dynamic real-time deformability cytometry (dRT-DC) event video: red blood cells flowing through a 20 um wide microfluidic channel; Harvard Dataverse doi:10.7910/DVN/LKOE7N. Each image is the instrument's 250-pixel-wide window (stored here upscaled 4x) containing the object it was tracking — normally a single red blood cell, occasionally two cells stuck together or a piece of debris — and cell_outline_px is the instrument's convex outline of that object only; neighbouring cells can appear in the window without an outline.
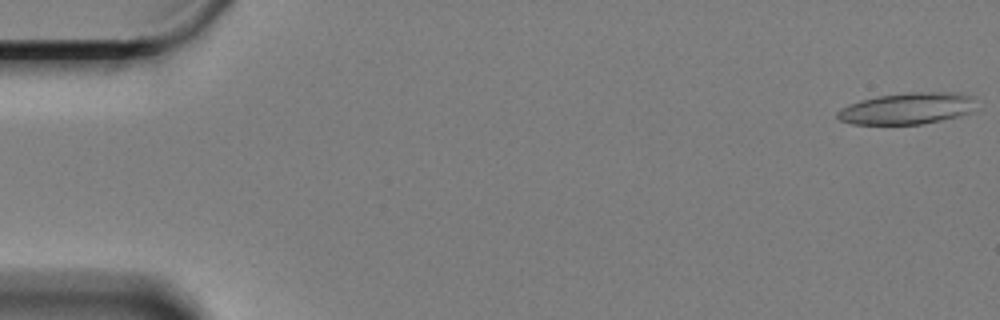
{"species": "Egyptian fruit bat (a non-hibernating species)", "species_latin": "Rousettus aegyptiacus", "temperature_condition": "cold", "stored_images_in_passage": 17, "camera_frame_rate_fps": 3000, "um_per_image_px": 0.085, "animal": {"sex": "female"}, "frame": {"image": 1, "passage_image": 1, "time_ms": 0.0, "image_size_px": [1000, 320], "cell_outline_px": [[972, 112], [960, 116], [920, 124], [852, 124], [840, 120], [836, 116], [836, 112], [840, 108], [848, 104], [860, 100], [876, 96], [908, 92], [960, 92], [972, 96]], "centroid_in_image_um": [77.07, 9.21], "position_along_channel_um": 7.9, "area_um2": 25.55}}
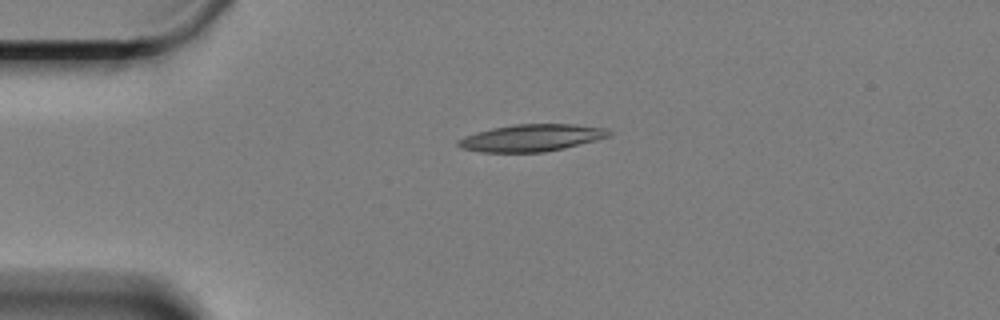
{"frame": {"image": 2, "passage_image": 14, "time_ms": 4.333, "image_size_px": [1000, 320], "cell_outline_px": [[612, 136], [564, 148], [544, 152], [480, 152], [460, 148], [456, 144], [456, 140], [464, 136], [476, 132], [492, 128], [516, 124], [576, 124], [604, 128], [612, 132]], "centroid_in_image_um": [45.16, 11.72], "position_along_channel_um": 39.8, "area_um2": 23.87}}